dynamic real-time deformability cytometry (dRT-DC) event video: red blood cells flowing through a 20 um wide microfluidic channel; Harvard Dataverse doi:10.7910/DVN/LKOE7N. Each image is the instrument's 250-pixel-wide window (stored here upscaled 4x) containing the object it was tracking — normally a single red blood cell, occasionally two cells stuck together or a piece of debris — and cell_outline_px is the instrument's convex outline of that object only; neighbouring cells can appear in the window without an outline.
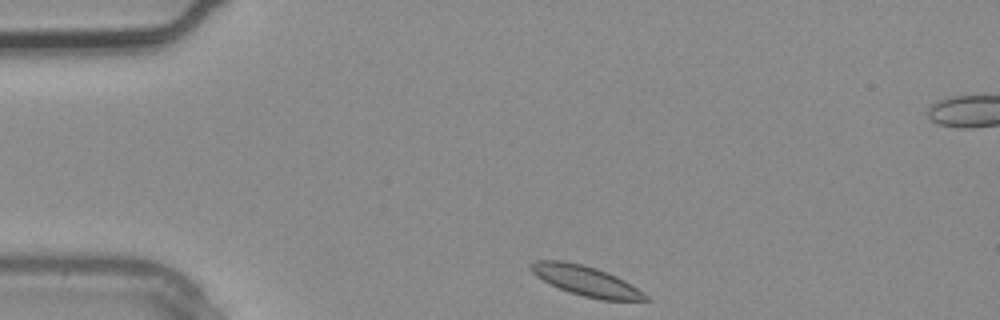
{"species": "common noctule bat (a hibernating species)", "species_latin": "Nyctalus noctula", "temperature_condition": "warm", "stored_images_in_passage": 3, "camera_frame_rate_fps": 3000, "um_per_image_px": 0.085, "animal": {"sex": "male", "body_mass_g": 20.4}, "frame": {"image": 1, "passage_image": 1, "time_ms": 0.0, "image_size_px": [1000, 320], "cell_outline_px": [[652, 300], [600, 300], [584, 296], [560, 288], [536, 276], [528, 268], [528, 264], [536, 260], [564, 260], [584, 264], [608, 272], [624, 280], [644, 292]], "centroid_in_image_um": [49.8, 23.85], "position_along_channel_um": 35.2, "area_um2": 20.0}}